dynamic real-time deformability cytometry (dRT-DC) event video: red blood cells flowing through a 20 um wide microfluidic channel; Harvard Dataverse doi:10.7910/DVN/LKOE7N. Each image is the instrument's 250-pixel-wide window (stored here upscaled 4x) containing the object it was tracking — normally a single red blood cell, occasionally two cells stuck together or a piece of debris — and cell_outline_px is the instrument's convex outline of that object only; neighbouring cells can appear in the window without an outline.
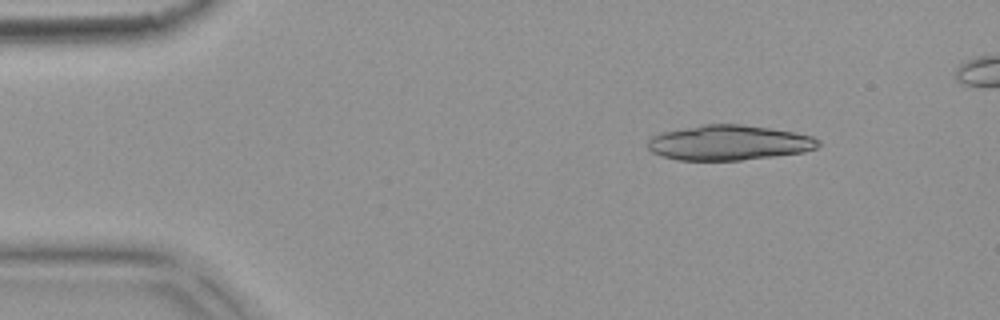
{"species": "common noctule bat (a hibernating species)", "species_latin": "Nyctalus noctula", "temperature_condition": "warm", "stored_images_in_passage": 6, "camera_frame_rate_fps": 3000, "um_per_image_px": 0.085, "animal": {"sex": "female", "body_mass_g": 18.4}, "frame": {"image": 1, "passage_image": 2, "time_ms": 0.333, "image_size_px": [1000, 320], "cell_outline_px": [[820, 144], [816, 148], [804, 152], [740, 160], [676, 160], [652, 152], [648, 148], [648, 140], [652, 136], [664, 132], [704, 124], [740, 124], [768, 128], [792, 132], [812, 136], [820, 140]], "centroid_in_image_um": [61.96, 12.13], "position_along_channel_um": 23.0, "area_um2": 34.51}}
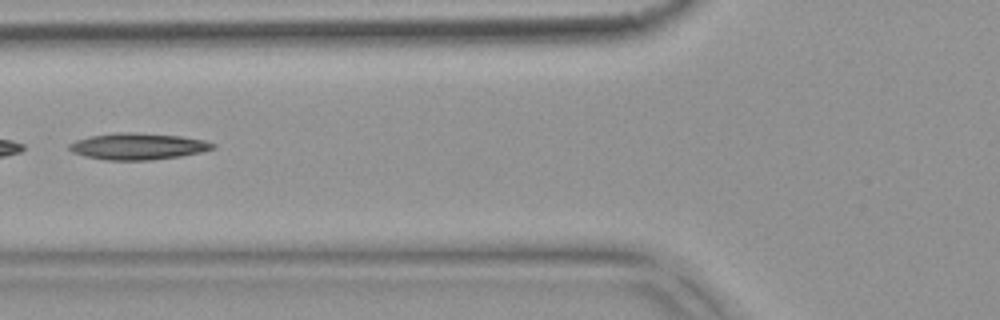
{"frame": {"image": 2, "passage_image": 6, "time_ms": 1.667, "image_size_px": [1000, 320], "cell_outline_px": [[216, 148], [204, 152], [180, 156], [152, 160], [104, 160], [84, 156], [72, 152], [68, 148], [68, 144], [76, 140], [92, 136], [116, 132], [136, 132], [180, 136], [204, 140], [216, 144]], "centroid_in_image_um": [11.74, 12.44], "position_along_channel_um": 114.1, "area_um2": 22.37}}